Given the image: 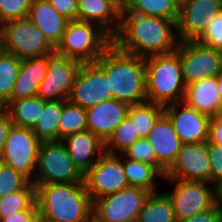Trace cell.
Instances as JSON below:
<instances>
[{"label":"cell","mask_w":222,"mask_h":222,"mask_svg":"<svg viewBox=\"0 0 222 222\" xmlns=\"http://www.w3.org/2000/svg\"><path fill=\"white\" fill-rule=\"evenodd\" d=\"M84 222H103L96 214L93 212L84 220Z\"/></svg>","instance_id":"obj_46"},{"label":"cell","mask_w":222,"mask_h":222,"mask_svg":"<svg viewBox=\"0 0 222 222\" xmlns=\"http://www.w3.org/2000/svg\"><path fill=\"white\" fill-rule=\"evenodd\" d=\"M113 98L109 79L93 62L82 63L71 89L68 101L84 109Z\"/></svg>","instance_id":"obj_14"},{"label":"cell","mask_w":222,"mask_h":222,"mask_svg":"<svg viewBox=\"0 0 222 222\" xmlns=\"http://www.w3.org/2000/svg\"><path fill=\"white\" fill-rule=\"evenodd\" d=\"M196 41L222 52V11L212 18Z\"/></svg>","instance_id":"obj_38"},{"label":"cell","mask_w":222,"mask_h":222,"mask_svg":"<svg viewBox=\"0 0 222 222\" xmlns=\"http://www.w3.org/2000/svg\"><path fill=\"white\" fill-rule=\"evenodd\" d=\"M164 178L203 181L211 184L207 142L182 144L176 161L166 171Z\"/></svg>","instance_id":"obj_16"},{"label":"cell","mask_w":222,"mask_h":222,"mask_svg":"<svg viewBox=\"0 0 222 222\" xmlns=\"http://www.w3.org/2000/svg\"><path fill=\"white\" fill-rule=\"evenodd\" d=\"M163 114V105L146 101L141 104L129 105L127 117L133 123L139 137L146 138Z\"/></svg>","instance_id":"obj_29"},{"label":"cell","mask_w":222,"mask_h":222,"mask_svg":"<svg viewBox=\"0 0 222 222\" xmlns=\"http://www.w3.org/2000/svg\"><path fill=\"white\" fill-rule=\"evenodd\" d=\"M174 184V190L166 193L173 203L177 221L192 217L212 208L220 199V189L203 181H187L164 178ZM212 185V186H210Z\"/></svg>","instance_id":"obj_8"},{"label":"cell","mask_w":222,"mask_h":222,"mask_svg":"<svg viewBox=\"0 0 222 222\" xmlns=\"http://www.w3.org/2000/svg\"><path fill=\"white\" fill-rule=\"evenodd\" d=\"M222 203V187L220 188V199H219Z\"/></svg>","instance_id":"obj_49"},{"label":"cell","mask_w":222,"mask_h":222,"mask_svg":"<svg viewBox=\"0 0 222 222\" xmlns=\"http://www.w3.org/2000/svg\"><path fill=\"white\" fill-rule=\"evenodd\" d=\"M178 55L186 86L203 78L217 76L222 70V52L196 40L180 41Z\"/></svg>","instance_id":"obj_12"},{"label":"cell","mask_w":222,"mask_h":222,"mask_svg":"<svg viewBox=\"0 0 222 222\" xmlns=\"http://www.w3.org/2000/svg\"><path fill=\"white\" fill-rule=\"evenodd\" d=\"M180 0H127L121 13H137L177 22Z\"/></svg>","instance_id":"obj_27"},{"label":"cell","mask_w":222,"mask_h":222,"mask_svg":"<svg viewBox=\"0 0 222 222\" xmlns=\"http://www.w3.org/2000/svg\"><path fill=\"white\" fill-rule=\"evenodd\" d=\"M164 113L172 122L182 144L208 141L210 116L187 106L183 101L164 106Z\"/></svg>","instance_id":"obj_17"},{"label":"cell","mask_w":222,"mask_h":222,"mask_svg":"<svg viewBox=\"0 0 222 222\" xmlns=\"http://www.w3.org/2000/svg\"><path fill=\"white\" fill-rule=\"evenodd\" d=\"M45 102L37 96L23 98L8 102L4 109L14 126L32 129L40 118Z\"/></svg>","instance_id":"obj_25"},{"label":"cell","mask_w":222,"mask_h":222,"mask_svg":"<svg viewBox=\"0 0 222 222\" xmlns=\"http://www.w3.org/2000/svg\"><path fill=\"white\" fill-rule=\"evenodd\" d=\"M50 5L68 21L78 20L77 0H48Z\"/></svg>","instance_id":"obj_40"},{"label":"cell","mask_w":222,"mask_h":222,"mask_svg":"<svg viewBox=\"0 0 222 222\" xmlns=\"http://www.w3.org/2000/svg\"><path fill=\"white\" fill-rule=\"evenodd\" d=\"M207 150L210 159L211 184L220 189L222 187V146L207 141Z\"/></svg>","instance_id":"obj_39"},{"label":"cell","mask_w":222,"mask_h":222,"mask_svg":"<svg viewBox=\"0 0 222 222\" xmlns=\"http://www.w3.org/2000/svg\"><path fill=\"white\" fill-rule=\"evenodd\" d=\"M62 142L83 174L105 153V143L89 130L69 135Z\"/></svg>","instance_id":"obj_20"},{"label":"cell","mask_w":222,"mask_h":222,"mask_svg":"<svg viewBox=\"0 0 222 222\" xmlns=\"http://www.w3.org/2000/svg\"><path fill=\"white\" fill-rule=\"evenodd\" d=\"M94 63L109 79L114 99L128 105L147 101L145 58L124 53L112 44Z\"/></svg>","instance_id":"obj_2"},{"label":"cell","mask_w":222,"mask_h":222,"mask_svg":"<svg viewBox=\"0 0 222 222\" xmlns=\"http://www.w3.org/2000/svg\"><path fill=\"white\" fill-rule=\"evenodd\" d=\"M216 80L218 83V93H219V97H220V101L222 103V70L217 74L216 76Z\"/></svg>","instance_id":"obj_45"},{"label":"cell","mask_w":222,"mask_h":222,"mask_svg":"<svg viewBox=\"0 0 222 222\" xmlns=\"http://www.w3.org/2000/svg\"><path fill=\"white\" fill-rule=\"evenodd\" d=\"M32 0H0V26L6 22L27 18Z\"/></svg>","instance_id":"obj_37"},{"label":"cell","mask_w":222,"mask_h":222,"mask_svg":"<svg viewBox=\"0 0 222 222\" xmlns=\"http://www.w3.org/2000/svg\"><path fill=\"white\" fill-rule=\"evenodd\" d=\"M41 141L31 128L12 126L0 161L25 175L31 182L37 169Z\"/></svg>","instance_id":"obj_9"},{"label":"cell","mask_w":222,"mask_h":222,"mask_svg":"<svg viewBox=\"0 0 222 222\" xmlns=\"http://www.w3.org/2000/svg\"><path fill=\"white\" fill-rule=\"evenodd\" d=\"M20 66L21 59L0 48V104L3 107L10 101Z\"/></svg>","instance_id":"obj_31"},{"label":"cell","mask_w":222,"mask_h":222,"mask_svg":"<svg viewBox=\"0 0 222 222\" xmlns=\"http://www.w3.org/2000/svg\"><path fill=\"white\" fill-rule=\"evenodd\" d=\"M146 138L154 150L157 163L167 171L176 161L182 143L165 113L156 121Z\"/></svg>","instance_id":"obj_19"},{"label":"cell","mask_w":222,"mask_h":222,"mask_svg":"<svg viewBox=\"0 0 222 222\" xmlns=\"http://www.w3.org/2000/svg\"><path fill=\"white\" fill-rule=\"evenodd\" d=\"M37 212L36 202L27 210L19 211L9 217L0 219V222H28Z\"/></svg>","instance_id":"obj_44"},{"label":"cell","mask_w":222,"mask_h":222,"mask_svg":"<svg viewBox=\"0 0 222 222\" xmlns=\"http://www.w3.org/2000/svg\"><path fill=\"white\" fill-rule=\"evenodd\" d=\"M128 109L127 103L114 98L86 109L87 130L105 143L115 128L127 117Z\"/></svg>","instance_id":"obj_18"},{"label":"cell","mask_w":222,"mask_h":222,"mask_svg":"<svg viewBox=\"0 0 222 222\" xmlns=\"http://www.w3.org/2000/svg\"><path fill=\"white\" fill-rule=\"evenodd\" d=\"M27 18L41 30L54 47L61 41L69 22L50 5L48 0H32Z\"/></svg>","instance_id":"obj_24"},{"label":"cell","mask_w":222,"mask_h":222,"mask_svg":"<svg viewBox=\"0 0 222 222\" xmlns=\"http://www.w3.org/2000/svg\"><path fill=\"white\" fill-rule=\"evenodd\" d=\"M0 48L19 59L55 52V47L28 18L12 20L0 26Z\"/></svg>","instance_id":"obj_6"},{"label":"cell","mask_w":222,"mask_h":222,"mask_svg":"<svg viewBox=\"0 0 222 222\" xmlns=\"http://www.w3.org/2000/svg\"><path fill=\"white\" fill-rule=\"evenodd\" d=\"M62 112L61 101H46L44 109L32 131L41 142L59 141V120Z\"/></svg>","instance_id":"obj_30"},{"label":"cell","mask_w":222,"mask_h":222,"mask_svg":"<svg viewBox=\"0 0 222 222\" xmlns=\"http://www.w3.org/2000/svg\"><path fill=\"white\" fill-rule=\"evenodd\" d=\"M74 182H84V174L69 156L62 140L41 142L32 183L42 185Z\"/></svg>","instance_id":"obj_7"},{"label":"cell","mask_w":222,"mask_h":222,"mask_svg":"<svg viewBox=\"0 0 222 222\" xmlns=\"http://www.w3.org/2000/svg\"><path fill=\"white\" fill-rule=\"evenodd\" d=\"M2 109H4V107L0 104V111H1Z\"/></svg>","instance_id":"obj_50"},{"label":"cell","mask_w":222,"mask_h":222,"mask_svg":"<svg viewBox=\"0 0 222 222\" xmlns=\"http://www.w3.org/2000/svg\"><path fill=\"white\" fill-rule=\"evenodd\" d=\"M112 1L121 11L125 8L127 0H110Z\"/></svg>","instance_id":"obj_48"},{"label":"cell","mask_w":222,"mask_h":222,"mask_svg":"<svg viewBox=\"0 0 222 222\" xmlns=\"http://www.w3.org/2000/svg\"><path fill=\"white\" fill-rule=\"evenodd\" d=\"M12 126L13 123L10 119L9 114L5 109H2L0 111V157L4 149L6 138L9 135V131Z\"/></svg>","instance_id":"obj_43"},{"label":"cell","mask_w":222,"mask_h":222,"mask_svg":"<svg viewBox=\"0 0 222 222\" xmlns=\"http://www.w3.org/2000/svg\"><path fill=\"white\" fill-rule=\"evenodd\" d=\"M78 20L99 25L111 37L120 26L121 10L110 0H77Z\"/></svg>","instance_id":"obj_23"},{"label":"cell","mask_w":222,"mask_h":222,"mask_svg":"<svg viewBox=\"0 0 222 222\" xmlns=\"http://www.w3.org/2000/svg\"><path fill=\"white\" fill-rule=\"evenodd\" d=\"M35 203V185L30 181L23 189L0 197V219L29 209Z\"/></svg>","instance_id":"obj_33"},{"label":"cell","mask_w":222,"mask_h":222,"mask_svg":"<svg viewBox=\"0 0 222 222\" xmlns=\"http://www.w3.org/2000/svg\"><path fill=\"white\" fill-rule=\"evenodd\" d=\"M146 96L148 102L163 106L182 102L186 84L177 50L145 58Z\"/></svg>","instance_id":"obj_4"},{"label":"cell","mask_w":222,"mask_h":222,"mask_svg":"<svg viewBox=\"0 0 222 222\" xmlns=\"http://www.w3.org/2000/svg\"><path fill=\"white\" fill-rule=\"evenodd\" d=\"M136 222H177L173 203L166 193H150Z\"/></svg>","instance_id":"obj_28"},{"label":"cell","mask_w":222,"mask_h":222,"mask_svg":"<svg viewBox=\"0 0 222 222\" xmlns=\"http://www.w3.org/2000/svg\"><path fill=\"white\" fill-rule=\"evenodd\" d=\"M216 76L186 86L183 102L210 117L222 114Z\"/></svg>","instance_id":"obj_22"},{"label":"cell","mask_w":222,"mask_h":222,"mask_svg":"<svg viewBox=\"0 0 222 222\" xmlns=\"http://www.w3.org/2000/svg\"><path fill=\"white\" fill-rule=\"evenodd\" d=\"M208 141L222 146V114L210 118Z\"/></svg>","instance_id":"obj_42"},{"label":"cell","mask_w":222,"mask_h":222,"mask_svg":"<svg viewBox=\"0 0 222 222\" xmlns=\"http://www.w3.org/2000/svg\"><path fill=\"white\" fill-rule=\"evenodd\" d=\"M122 163L129 186L141 187L151 193L158 192L156 191V179L160 177V179L164 180V175L154 165L127 158L124 159L123 155Z\"/></svg>","instance_id":"obj_26"},{"label":"cell","mask_w":222,"mask_h":222,"mask_svg":"<svg viewBox=\"0 0 222 222\" xmlns=\"http://www.w3.org/2000/svg\"><path fill=\"white\" fill-rule=\"evenodd\" d=\"M48 55L21 59L18 77L12 89L10 101L36 97L40 82L47 73Z\"/></svg>","instance_id":"obj_21"},{"label":"cell","mask_w":222,"mask_h":222,"mask_svg":"<svg viewBox=\"0 0 222 222\" xmlns=\"http://www.w3.org/2000/svg\"><path fill=\"white\" fill-rule=\"evenodd\" d=\"M84 184L92 202L129 187L122 163V154L105 152L84 174Z\"/></svg>","instance_id":"obj_11"},{"label":"cell","mask_w":222,"mask_h":222,"mask_svg":"<svg viewBox=\"0 0 222 222\" xmlns=\"http://www.w3.org/2000/svg\"><path fill=\"white\" fill-rule=\"evenodd\" d=\"M28 222H45L43 216L37 211Z\"/></svg>","instance_id":"obj_47"},{"label":"cell","mask_w":222,"mask_h":222,"mask_svg":"<svg viewBox=\"0 0 222 222\" xmlns=\"http://www.w3.org/2000/svg\"><path fill=\"white\" fill-rule=\"evenodd\" d=\"M125 158L154 165L163 175L166 171L157 163L152 146L147 138H140L121 153Z\"/></svg>","instance_id":"obj_35"},{"label":"cell","mask_w":222,"mask_h":222,"mask_svg":"<svg viewBox=\"0 0 222 222\" xmlns=\"http://www.w3.org/2000/svg\"><path fill=\"white\" fill-rule=\"evenodd\" d=\"M30 180L0 161V197L23 189Z\"/></svg>","instance_id":"obj_36"},{"label":"cell","mask_w":222,"mask_h":222,"mask_svg":"<svg viewBox=\"0 0 222 222\" xmlns=\"http://www.w3.org/2000/svg\"><path fill=\"white\" fill-rule=\"evenodd\" d=\"M179 42L176 21L137 13H121L112 37L118 50L143 58L174 52Z\"/></svg>","instance_id":"obj_1"},{"label":"cell","mask_w":222,"mask_h":222,"mask_svg":"<svg viewBox=\"0 0 222 222\" xmlns=\"http://www.w3.org/2000/svg\"><path fill=\"white\" fill-rule=\"evenodd\" d=\"M85 130H87L86 109L70 103L68 100H62V112L59 120V140Z\"/></svg>","instance_id":"obj_32"},{"label":"cell","mask_w":222,"mask_h":222,"mask_svg":"<svg viewBox=\"0 0 222 222\" xmlns=\"http://www.w3.org/2000/svg\"><path fill=\"white\" fill-rule=\"evenodd\" d=\"M150 191L129 186L93 201V213L103 222H136Z\"/></svg>","instance_id":"obj_10"},{"label":"cell","mask_w":222,"mask_h":222,"mask_svg":"<svg viewBox=\"0 0 222 222\" xmlns=\"http://www.w3.org/2000/svg\"><path fill=\"white\" fill-rule=\"evenodd\" d=\"M82 63L53 52L48 55L47 73L40 82L37 97L45 101L68 100Z\"/></svg>","instance_id":"obj_13"},{"label":"cell","mask_w":222,"mask_h":222,"mask_svg":"<svg viewBox=\"0 0 222 222\" xmlns=\"http://www.w3.org/2000/svg\"><path fill=\"white\" fill-rule=\"evenodd\" d=\"M35 202L45 221L84 222L93 212L84 182L35 185Z\"/></svg>","instance_id":"obj_3"},{"label":"cell","mask_w":222,"mask_h":222,"mask_svg":"<svg viewBox=\"0 0 222 222\" xmlns=\"http://www.w3.org/2000/svg\"><path fill=\"white\" fill-rule=\"evenodd\" d=\"M222 203L219 200L212 208L177 222H221Z\"/></svg>","instance_id":"obj_41"},{"label":"cell","mask_w":222,"mask_h":222,"mask_svg":"<svg viewBox=\"0 0 222 222\" xmlns=\"http://www.w3.org/2000/svg\"><path fill=\"white\" fill-rule=\"evenodd\" d=\"M111 45L112 37L99 25L73 20L68 22L61 41L55 47V52L81 63H93Z\"/></svg>","instance_id":"obj_5"},{"label":"cell","mask_w":222,"mask_h":222,"mask_svg":"<svg viewBox=\"0 0 222 222\" xmlns=\"http://www.w3.org/2000/svg\"><path fill=\"white\" fill-rule=\"evenodd\" d=\"M139 139L140 137L133 123L126 117L105 142V152L110 154H121Z\"/></svg>","instance_id":"obj_34"},{"label":"cell","mask_w":222,"mask_h":222,"mask_svg":"<svg viewBox=\"0 0 222 222\" xmlns=\"http://www.w3.org/2000/svg\"><path fill=\"white\" fill-rule=\"evenodd\" d=\"M222 11V0H180L176 22L179 41L196 40Z\"/></svg>","instance_id":"obj_15"}]
</instances>
